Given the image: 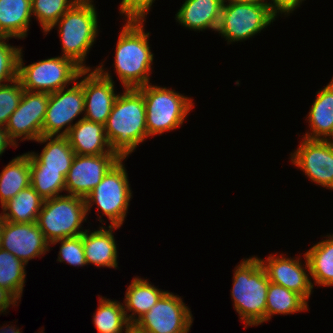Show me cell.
<instances>
[{
    "mask_svg": "<svg viewBox=\"0 0 333 333\" xmlns=\"http://www.w3.org/2000/svg\"><path fill=\"white\" fill-rule=\"evenodd\" d=\"M104 127L111 150L121 159L149 138L145 102L138 88L125 89L118 95Z\"/></svg>",
    "mask_w": 333,
    "mask_h": 333,
    "instance_id": "obj_1",
    "label": "cell"
},
{
    "mask_svg": "<svg viewBox=\"0 0 333 333\" xmlns=\"http://www.w3.org/2000/svg\"><path fill=\"white\" fill-rule=\"evenodd\" d=\"M144 21L127 20L116 44L114 68L124 89L140 88L150 83L153 53L150 33L144 32Z\"/></svg>",
    "mask_w": 333,
    "mask_h": 333,
    "instance_id": "obj_2",
    "label": "cell"
},
{
    "mask_svg": "<svg viewBox=\"0 0 333 333\" xmlns=\"http://www.w3.org/2000/svg\"><path fill=\"white\" fill-rule=\"evenodd\" d=\"M233 276L231 296L240 320L248 326L266 322V302L269 279L260 258L242 259Z\"/></svg>",
    "mask_w": 333,
    "mask_h": 333,
    "instance_id": "obj_3",
    "label": "cell"
},
{
    "mask_svg": "<svg viewBox=\"0 0 333 333\" xmlns=\"http://www.w3.org/2000/svg\"><path fill=\"white\" fill-rule=\"evenodd\" d=\"M93 0H78L45 34L56 25L62 41V56L72 59L83 70L85 58L98 35V16Z\"/></svg>",
    "mask_w": 333,
    "mask_h": 333,
    "instance_id": "obj_4",
    "label": "cell"
},
{
    "mask_svg": "<svg viewBox=\"0 0 333 333\" xmlns=\"http://www.w3.org/2000/svg\"><path fill=\"white\" fill-rule=\"evenodd\" d=\"M146 107L148 136L174 130L183 124L193 107L192 99L166 87L146 84L138 88Z\"/></svg>",
    "mask_w": 333,
    "mask_h": 333,
    "instance_id": "obj_5",
    "label": "cell"
},
{
    "mask_svg": "<svg viewBox=\"0 0 333 333\" xmlns=\"http://www.w3.org/2000/svg\"><path fill=\"white\" fill-rule=\"evenodd\" d=\"M86 215L85 198L70 194L59 195L44 200L37 224L45 239L51 243L82 235L85 231L81 228V223L86 221Z\"/></svg>",
    "mask_w": 333,
    "mask_h": 333,
    "instance_id": "obj_6",
    "label": "cell"
},
{
    "mask_svg": "<svg viewBox=\"0 0 333 333\" xmlns=\"http://www.w3.org/2000/svg\"><path fill=\"white\" fill-rule=\"evenodd\" d=\"M22 48L18 57L17 79L26 91L54 93L68 87L82 78L83 70L72 59L63 57L48 58L24 66Z\"/></svg>",
    "mask_w": 333,
    "mask_h": 333,
    "instance_id": "obj_7",
    "label": "cell"
},
{
    "mask_svg": "<svg viewBox=\"0 0 333 333\" xmlns=\"http://www.w3.org/2000/svg\"><path fill=\"white\" fill-rule=\"evenodd\" d=\"M120 159L102 178V181L85 197L86 211L94 204L109 218L110 226H119L124 222L132 197L128 174Z\"/></svg>",
    "mask_w": 333,
    "mask_h": 333,
    "instance_id": "obj_8",
    "label": "cell"
},
{
    "mask_svg": "<svg viewBox=\"0 0 333 333\" xmlns=\"http://www.w3.org/2000/svg\"><path fill=\"white\" fill-rule=\"evenodd\" d=\"M275 18L267 3L223 2L217 32L228 43L243 41L267 28Z\"/></svg>",
    "mask_w": 333,
    "mask_h": 333,
    "instance_id": "obj_9",
    "label": "cell"
},
{
    "mask_svg": "<svg viewBox=\"0 0 333 333\" xmlns=\"http://www.w3.org/2000/svg\"><path fill=\"white\" fill-rule=\"evenodd\" d=\"M192 323L182 298L167 291L134 325L145 333H188Z\"/></svg>",
    "mask_w": 333,
    "mask_h": 333,
    "instance_id": "obj_10",
    "label": "cell"
},
{
    "mask_svg": "<svg viewBox=\"0 0 333 333\" xmlns=\"http://www.w3.org/2000/svg\"><path fill=\"white\" fill-rule=\"evenodd\" d=\"M90 71L82 70L81 76L84 77L79 81L84 92V118L105 124L119 94L115 93L114 81L102 63Z\"/></svg>",
    "mask_w": 333,
    "mask_h": 333,
    "instance_id": "obj_11",
    "label": "cell"
},
{
    "mask_svg": "<svg viewBox=\"0 0 333 333\" xmlns=\"http://www.w3.org/2000/svg\"><path fill=\"white\" fill-rule=\"evenodd\" d=\"M49 93L24 90L17 109L10 115L5 130L16 144V139L35 140L42 136ZM23 136V137H22Z\"/></svg>",
    "mask_w": 333,
    "mask_h": 333,
    "instance_id": "obj_12",
    "label": "cell"
},
{
    "mask_svg": "<svg viewBox=\"0 0 333 333\" xmlns=\"http://www.w3.org/2000/svg\"><path fill=\"white\" fill-rule=\"evenodd\" d=\"M73 85L49 94L42 136H66L75 125L71 124L73 120L84 113L83 86L79 82Z\"/></svg>",
    "mask_w": 333,
    "mask_h": 333,
    "instance_id": "obj_13",
    "label": "cell"
},
{
    "mask_svg": "<svg viewBox=\"0 0 333 333\" xmlns=\"http://www.w3.org/2000/svg\"><path fill=\"white\" fill-rule=\"evenodd\" d=\"M302 139L291 153V162L312 182L333 190V144L330 140Z\"/></svg>",
    "mask_w": 333,
    "mask_h": 333,
    "instance_id": "obj_14",
    "label": "cell"
},
{
    "mask_svg": "<svg viewBox=\"0 0 333 333\" xmlns=\"http://www.w3.org/2000/svg\"><path fill=\"white\" fill-rule=\"evenodd\" d=\"M120 159L117 154L75 155L65 177V191L85 198Z\"/></svg>",
    "mask_w": 333,
    "mask_h": 333,
    "instance_id": "obj_15",
    "label": "cell"
},
{
    "mask_svg": "<svg viewBox=\"0 0 333 333\" xmlns=\"http://www.w3.org/2000/svg\"><path fill=\"white\" fill-rule=\"evenodd\" d=\"M1 248L27 265L29 260L49 251L50 243L45 239L37 223H14L2 220Z\"/></svg>",
    "mask_w": 333,
    "mask_h": 333,
    "instance_id": "obj_16",
    "label": "cell"
},
{
    "mask_svg": "<svg viewBox=\"0 0 333 333\" xmlns=\"http://www.w3.org/2000/svg\"><path fill=\"white\" fill-rule=\"evenodd\" d=\"M303 255L305 265H302L300 257L297 259L285 258L283 255L276 256L274 254H270L265 260L260 259V262L271 283L299 294L307 302L313 292V283L308 275L310 271L307 258L305 254Z\"/></svg>",
    "mask_w": 333,
    "mask_h": 333,
    "instance_id": "obj_17",
    "label": "cell"
},
{
    "mask_svg": "<svg viewBox=\"0 0 333 333\" xmlns=\"http://www.w3.org/2000/svg\"><path fill=\"white\" fill-rule=\"evenodd\" d=\"M76 155L116 154L110 148L105 127L84 116L75 123L66 135Z\"/></svg>",
    "mask_w": 333,
    "mask_h": 333,
    "instance_id": "obj_18",
    "label": "cell"
},
{
    "mask_svg": "<svg viewBox=\"0 0 333 333\" xmlns=\"http://www.w3.org/2000/svg\"><path fill=\"white\" fill-rule=\"evenodd\" d=\"M37 142L48 143L43 147L40 155L34 152L27 153L30 159V169L60 171L66 177L76 155L67 137L41 136Z\"/></svg>",
    "mask_w": 333,
    "mask_h": 333,
    "instance_id": "obj_19",
    "label": "cell"
},
{
    "mask_svg": "<svg viewBox=\"0 0 333 333\" xmlns=\"http://www.w3.org/2000/svg\"><path fill=\"white\" fill-rule=\"evenodd\" d=\"M223 0H185L175 19L185 28L194 31L212 29L217 31Z\"/></svg>",
    "mask_w": 333,
    "mask_h": 333,
    "instance_id": "obj_20",
    "label": "cell"
},
{
    "mask_svg": "<svg viewBox=\"0 0 333 333\" xmlns=\"http://www.w3.org/2000/svg\"><path fill=\"white\" fill-rule=\"evenodd\" d=\"M101 229L89 232L85 229L83 233V247L87 265L94 264L97 267L117 268V244L114 239L113 230L119 226L99 227Z\"/></svg>",
    "mask_w": 333,
    "mask_h": 333,
    "instance_id": "obj_21",
    "label": "cell"
},
{
    "mask_svg": "<svg viewBox=\"0 0 333 333\" xmlns=\"http://www.w3.org/2000/svg\"><path fill=\"white\" fill-rule=\"evenodd\" d=\"M306 118L312 131L306 132L304 138L311 140L333 138V78L328 85L317 92V97Z\"/></svg>",
    "mask_w": 333,
    "mask_h": 333,
    "instance_id": "obj_22",
    "label": "cell"
},
{
    "mask_svg": "<svg viewBox=\"0 0 333 333\" xmlns=\"http://www.w3.org/2000/svg\"><path fill=\"white\" fill-rule=\"evenodd\" d=\"M166 292L151 285L147 279L133 278L125 293L123 304L125 305L123 307L129 323L134 325ZM128 311L132 312V314L128 315Z\"/></svg>",
    "mask_w": 333,
    "mask_h": 333,
    "instance_id": "obj_23",
    "label": "cell"
},
{
    "mask_svg": "<svg viewBox=\"0 0 333 333\" xmlns=\"http://www.w3.org/2000/svg\"><path fill=\"white\" fill-rule=\"evenodd\" d=\"M31 16V0H0V37L25 38Z\"/></svg>",
    "mask_w": 333,
    "mask_h": 333,
    "instance_id": "obj_24",
    "label": "cell"
},
{
    "mask_svg": "<svg viewBox=\"0 0 333 333\" xmlns=\"http://www.w3.org/2000/svg\"><path fill=\"white\" fill-rule=\"evenodd\" d=\"M44 199L30 185L2 206L0 218L14 223H37Z\"/></svg>",
    "mask_w": 333,
    "mask_h": 333,
    "instance_id": "obj_25",
    "label": "cell"
},
{
    "mask_svg": "<svg viewBox=\"0 0 333 333\" xmlns=\"http://www.w3.org/2000/svg\"><path fill=\"white\" fill-rule=\"evenodd\" d=\"M30 186V159L24 153L17 156L0 173L1 207L21 190Z\"/></svg>",
    "mask_w": 333,
    "mask_h": 333,
    "instance_id": "obj_26",
    "label": "cell"
},
{
    "mask_svg": "<svg viewBox=\"0 0 333 333\" xmlns=\"http://www.w3.org/2000/svg\"><path fill=\"white\" fill-rule=\"evenodd\" d=\"M326 237L329 239L318 242L305 253L313 286L333 285V234Z\"/></svg>",
    "mask_w": 333,
    "mask_h": 333,
    "instance_id": "obj_27",
    "label": "cell"
},
{
    "mask_svg": "<svg viewBox=\"0 0 333 333\" xmlns=\"http://www.w3.org/2000/svg\"><path fill=\"white\" fill-rule=\"evenodd\" d=\"M308 302L299 294L288 290L287 288L269 282L266 302V321L270 320L272 315L293 314L301 311H308Z\"/></svg>",
    "mask_w": 333,
    "mask_h": 333,
    "instance_id": "obj_28",
    "label": "cell"
},
{
    "mask_svg": "<svg viewBox=\"0 0 333 333\" xmlns=\"http://www.w3.org/2000/svg\"><path fill=\"white\" fill-rule=\"evenodd\" d=\"M123 303L99 298V307L94 313L93 322L98 333H123L131 324L127 320ZM123 330V331H122Z\"/></svg>",
    "mask_w": 333,
    "mask_h": 333,
    "instance_id": "obj_29",
    "label": "cell"
},
{
    "mask_svg": "<svg viewBox=\"0 0 333 333\" xmlns=\"http://www.w3.org/2000/svg\"><path fill=\"white\" fill-rule=\"evenodd\" d=\"M25 263L0 248V287L10 291L19 301L25 286Z\"/></svg>",
    "mask_w": 333,
    "mask_h": 333,
    "instance_id": "obj_30",
    "label": "cell"
},
{
    "mask_svg": "<svg viewBox=\"0 0 333 333\" xmlns=\"http://www.w3.org/2000/svg\"><path fill=\"white\" fill-rule=\"evenodd\" d=\"M78 0H31L32 15L46 33Z\"/></svg>",
    "mask_w": 333,
    "mask_h": 333,
    "instance_id": "obj_31",
    "label": "cell"
},
{
    "mask_svg": "<svg viewBox=\"0 0 333 333\" xmlns=\"http://www.w3.org/2000/svg\"><path fill=\"white\" fill-rule=\"evenodd\" d=\"M30 185L44 199L65 191V176L60 171L30 169Z\"/></svg>",
    "mask_w": 333,
    "mask_h": 333,
    "instance_id": "obj_32",
    "label": "cell"
},
{
    "mask_svg": "<svg viewBox=\"0 0 333 333\" xmlns=\"http://www.w3.org/2000/svg\"><path fill=\"white\" fill-rule=\"evenodd\" d=\"M24 88L18 79L0 86V126L7 125L10 115L17 109Z\"/></svg>",
    "mask_w": 333,
    "mask_h": 333,
    "instance_id": "obj_33",
    "label": "cell"
},
{
    "mask_svg": "<svg viewBox=\"0 0 333 333\" xmlns=\"http://www.w3.org/2000/svg\"><path fill=\"white\" fill-rule=\"evenodd\" d=\"M10 37H0V86L17 79L18 57L21 48L7 44ZM3 82V83H2Z\"/></svg>",
    "mask_w": 333,
    "mask_h": 333,
    "instance_id": "obj_34",
    "label": "cell"
},
{
    "mask_svg": "<svg viewBox=\"0 0 333 333\" xmlns=\"http://www.w3.org/2000/svg\"><path fill=\"white\" fill-rule=\"evenodd\" d=\"M60 243V251L57 261L70 264L71 266L83 267L87 265L83 247V234L77 237L58 239L50 243L55 245Z\"/></svg>",
    "mask_w": 333,
    "mask_h": 333,
    "instance_id": "obj_35",
    "label": "cell"
},
{
    "mask_svg": "<svg viewBox=\"0 0 333 333\" xmlns=\"http://www.w3.org/2000/svg\"><path fill=\"white\" fill-rule=\"evenodd\" d=\"M155 0H122L120 4V13L124 14L126 20L145 21V16L151 9Z\"/></svg>",
    "mask_w": 333,
    "mask_h": 333,
    "instance_id": "obj_36",
    "label": "cell"
},
{
    "mask_svg": "<svg viewBox=\"0 0 333 333\" xmlns=\"http://www.w3.org/2000/svg\"><path fill=\"white\" fill-rule=\"evenodd\" d=\"M304 0H271L267 1V5L269 6L270 12L277 17L278 14H284L288 16V14L292 13L297 7L300 6ZM273 2V3H272Z\"/></svg>",
    "mask_w": 333,
    "mask_h": 333,
    "instance_id": "obj_37",
    "label": "cell"
},
{
    "mask_svg": "<svg viewBox=\"0 0 333 333\" xmlns=\"http://www.w3.org/2000/svg\"><path fill=\"white\" fill-rule=\"evenodd\" d=\"M18 299L8 290L0 287V313L6 312L10 305H17Z\"/></svg>",
    "mask_w": 333,
    "mask_h": 333,
    "instance_id": "obj_38",
    "label": "cell"
},
{
    "mask_svg": "<svg viewBox=\"0 0 333 333\" xmlns=\"http://www.w3.org/2000/svg\"><path fill=\"white\" fill-rule=\"evenodd\" d=\"M14 146L17 148L18 144H15L10 138L5 128L0 126V156L8 146Z\"/></svg>",
    "mask_w": 333,
    "mask_h": 333,
    "instance_id": "obj_39",
    "label": "cell"
},
{
    "mask_svg": "<svg viewBox=\"0 0 333 333\" xmlns=\"http://www.w3.org/2000/svg\"><path fill=\"white\" fill-rule=\"evenodd\" d=\"M232 2V3H267L266 0H223V2Z\"/></svg>",
    "mask_w": 333,
    "mask_h": 333,
    "instance_id": "obj_40",
    "label": "cell"
},
{
    "mask_svg": "<svg viewBox=\"0 0 333 333\" xmlns=\"http://www.w3.org/2000/svg\"><path fill=\"white\" fill-rule=\"evenodd\" d=\"M3 328L1 327L0 333H21L19 328L16 329V327H13L12 325L8 326V328L7 326Z\"/></svg>",
    "mask_w": 333,
    "mask_h": 333,
    "instance_id": "obj_41",
    "label": "cell"
},
{
    "mask_svg": "<svg viewBox=\"0 0 333 333\" xmlns=\"http://www.w3.org/2000/svg\"><path fill=\"white\" fill-rule=\"evenodd\" d=\"M125 333H145V332L139 330L135 325H131L127 330H125Z\"/></svg>",
    "mask_w": 333,
    "mask_h": 333,
    "instance_id": "obj_42",
    "label": "cell"
},
{
    "mask_svg": "<svg viewBox=\"0 0 333 333\" xmlns=\"http://www.w3.org/2000/svg\"><path fill=\"white\" fill-rule=\"evenodd\" d=\"M1 229H2V219L0 218V248H1Z\"/></svg>",
    "mask_w": 333,
    "mask_h": 333,
    "instance_id": "obj_43",
    "label": "cell"
}]
</instances>
